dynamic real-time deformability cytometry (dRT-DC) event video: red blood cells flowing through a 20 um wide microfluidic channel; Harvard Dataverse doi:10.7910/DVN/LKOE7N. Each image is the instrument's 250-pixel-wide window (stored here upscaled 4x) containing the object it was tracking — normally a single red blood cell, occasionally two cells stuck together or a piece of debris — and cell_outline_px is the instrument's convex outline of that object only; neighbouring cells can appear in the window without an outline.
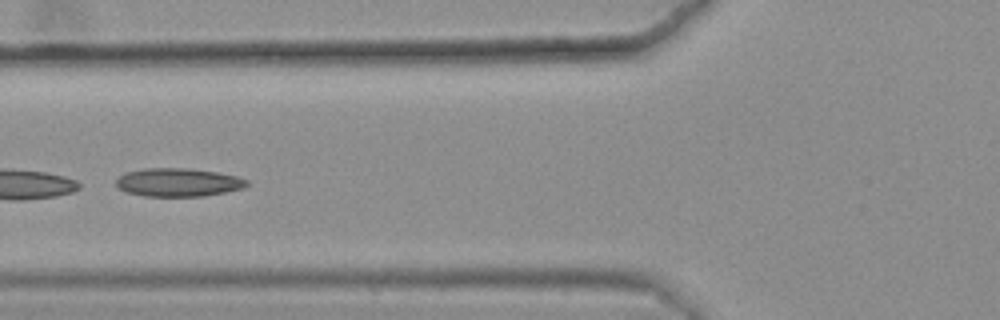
{"species": "common noctule bat (a hibernating species)", "species_latin": "Nyctalus noctula", "temperature_condition": "warm", "stored_images_in_passage": 6, "camera_frame_rate_fps": 3000, "um_per_image_px": 0.085, "animal": {"sex": "female", "body_mass_g": 25.1}, "frame": {"image": 1, "passage_image": 4, "time_ms": 1.0, "image_size_px": [1000, 320], "cell_outline_px": [[248, 184], [244, 188], [204, 196], [144, 196], [124, 192], [116, 184], [116, 180], [124, 172], [144, 168], [188, 168], [216, 172], [236, 176], [248, 180]], "centroid_in_image_um": [15.12, 15.5], "position_along_channel_um": 110.7, "area_um2": 21.62}}